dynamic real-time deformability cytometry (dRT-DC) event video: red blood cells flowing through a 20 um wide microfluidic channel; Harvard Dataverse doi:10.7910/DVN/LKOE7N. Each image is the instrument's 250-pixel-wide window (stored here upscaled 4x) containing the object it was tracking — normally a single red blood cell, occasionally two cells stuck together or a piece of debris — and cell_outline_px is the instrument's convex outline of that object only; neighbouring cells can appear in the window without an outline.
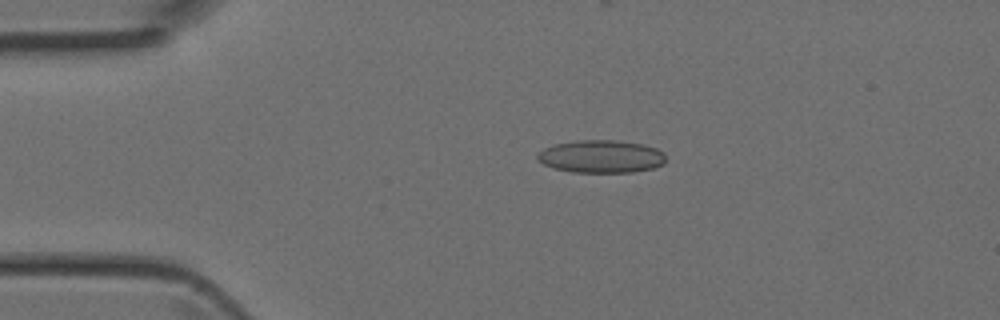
{"species": "Egyptian fruit bat (a non-hibernating species)", "species_latin": "Rousettus aegyptiacus", "temperature_condition": "room temperature", "stored_images_in_passage": 4, "camera_frame_rate_fps": 3000, "um_per_image_px": 0.085, "animal": {"sex": "female"}, "frame": {"image": 1, "passage_image": 2, "time_ms": 0.333, "image_size_px": [1000, 320], "cell_outline_px": [[664, 164], [652, 168], [632, 172], [572, 172], [552, 168], [536, 160], [536, 156], [544, 148], [552, 144], [576, 140], [616, 140], [644, 144], [656, 148], [664, 152]], "centroid_in_image_um": [51.07, 13.29], "position_along_channel_um": 33.9, "area_um2": 24.68}}